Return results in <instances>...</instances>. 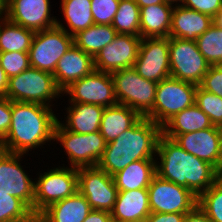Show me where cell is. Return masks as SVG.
<instances>
[{
	"label": "cell",
	"instance_id": "f907efd6",
	"mask_svg": "<svg viewBox=\"0 0 222 222\" xmlns=\"http://www.w3.org/2000/svg\"><path fill=\"white\" fill-rule=\"evenodd\" d=\"M111 222H134V221H127V220L126 221H121V220L112 219Z\"/></svg>",
	"mask_w": 222,
	"mask_h": 222
},
{
	"label": "cell",
	"instance_id": "6da1fadb",
	"mask_svg": "<svg viewBox=\"0 0 222 222\" xmlns=\"http://www.w3.org/2000/svg\"><path fill=\"white\" fill-rule=\"evenodd\" d=\"M156 156V175L188 188L197 197L222 176L209 162L186 152L163 134L158 139Z\"/></svg>",
	"mask_w": 222,
	"mask_h": 222
},
{
	"label": "cell",
	"instance_id": "7dc6e473",
	"mask_svg": "<svg viewBox=\"0 0 222 222\" xmlns=\"http://www.w3.org/2000/svg\"><path fill=\"white\" fill-rule=\"evenodd\" d=\"M4 16V0H0V19Z\"/></svg>",
	"mask_w": 222,
	"mask_h": 222
},
{
	"label": "cell",
	"instance_id": "8fae6325",
	"mask_svg": "<svg viewBox=\"0 0 222 222\" xmlns=\"http://www.w3.org/2000/svg\"><path fill=\"white\" fill-rule=\"evenodd\" d=\"M148 190L153 213H190L197 207L198 197L188 188L155 175Z\"/></svg>",
	"mask_w": 222,
	"mask_h": 222
},
{
	"label": "cell",
	"instance_id": "ab89813d",
	"mask_svg": "<svg viewBox=\"0 0 222 222\" xmlns=\"http://www.w3.org/2000/svg\"><path fill=\"white\" fill-rule=\"evenodd\" d=\"M11 119V100L6 96L0 97V141L7 135Z\"/></svg>",
	"mask_w": 222,
	"mask_h": 222
},
{
	"label": "cell",
	"instance_id": "277c9868",
	"mask_svg": "<svg viewBox=\"0 0 222 222\" xmlns=\"http://www.w3.org/2000/svg\"><path fill=\"white\" fill-rule=\"evenodd\" d=\"M61 95L62 90L57 86L53 74L31 66L8 80L6 97L11 101L53 107L56 105H52V101Z\"/></svg>",
	"mask_w": 222,
	"mask_h": 222
},
{
	"label": "cell",
	"instance_id": "7bdbcfd3",
	"mask_svg": "<svg viewBox=\"0 0 222 222\" xmlns=\"http://www.w3.org/2000/svg\"><path fill=\"white\" fill-rule=\"evenodd\" d=\"M183 222H212V221L197 206L193 211L185 215Z\"/></svg>",
	"mask_w": 222,
	"mask_h": 222
},
{
	"label": "cell",
	"instance_id": "f35d334b",
	"mask_svg": "<svg viewBox=\"0 0 222 222\" xmlns=\"http://www.w3.org/2000/svg\"><path fill=\"white\" fill-rule=\"evenodd\" d=\"M180 5L206 14L214 19L222 9V0H181Z\"/></svg>",
	"mask_w": 222,
	"mask_h": 222
},
{
	"label": "cell",
	"instance_id": "83f0119b",
	"mask_svg": "<svg viewBox=\"0 0 222 222\" xmlns=\"http://www.w3.org/2000/svg\"><path fill=\"white\" fill-rule=\"evenodd\" d=\"M60 4L68 29L60 20H57L56 26L65 30L69 35L74 36L79 31L94 25L91 0H61Z\"/></svg>",
	"mask_w": 222,
	"mask_h": 222
},
{
	"label": "cell",
	"instance_id": "ba28073f",
	"mask_svg": "<svg viewBox=\"0 0 222 222\" xmlns=\"http://www.w3.org/2000/svg\"><path fill=\"white\" fill-rule=\"evenodd\" d=\"M60 142L68 156L70 167L97 166L106 148L104 137L99 131L79 134L66 130L58 121L54 129V141Z\"/></svg>",
	"mask_w": 222,
	"mask_h": 222
},
{
	"label": "cell",
	"instance_id": "ac0fdd59",
	"mask_svg": "<svg viewBox=\"0 0 222 222\" xmlns=\"http://www.w3.org/2000/svg\"><path fill=\"white\" fill-rule=\"evenodd\" d=\"M186 152L209 162L222 174V127L177 135L173 139Z\"/></svg>",
	"mask_w": 222,
	"mask_h": 222
},
{
	"label": "cell",
	"instance_id": "5bb4252c",
	"mask_svg": "<svg viewBox=\"0 0 222 222\" xmlns=\"http://www.w3.org/2000/svg\"><path fill=\"white\" fill-rule=\"evenodd\" d=\"M23 156L0 149V192L22 200L34 213L35 181L21 166Z\"/></svg>",
	"mask_w": 222,
	"mask_h": 222
},
{
	"label": "cell",
	"instance_id": "2e32d148",
	"mask_svg": "<svg viewBox=\"0 0 222 222\" xmlns=\"http://www.w3.org/2000/svg\"><path fill=\"white\" fill-rule=\"evenodd\" d=\"M50 0H4V16L12 23L35 32L56 26Z\"/></svg>",
	"mask_w": 222,
	"mask_h": 222
},
{
	"label": "cell",
	"instance_id": "7c38bea8",
	"mask_svg": "<svg viewBox=\"0 0 222 222\" xmlns=\"http://www.w3.org/2000/svg\"><path fill=\"white\" fill-rule=\"evenodd\" d=\"M78 191L92 210L111 212L118 195L113 176L98 166L78 168Z\"/></svg>",
	"mask_w": 222,
	"mask_h": 222
},
{
	"label": "cell",
	"instance_id": "e575fe53",
	"mask_svg": "<svg viewBox=\"0 0 222 222\" xmlns=\"http://www.w3.org/2000/svg\"><path fill=\"white\" fill-rule=\"evenodd\" d=\"M195 104L209 117L211 123L222 127V98L203 90L199 85L196 91Z\"/></svg>",
	"mask_w": 222,
	"mask_h": 222
},
{
	"label": "cell",
	"instance_id": "4fadbf2b",
	"mask_svg": "<svg viewBox=\"0 0 222 222\" xmlns=\"http://www.w3.org/2000/svg\"><path fill=\"white\" fill-rule=\"evenodd\" d=\"M62 94L69 95V103L96 104L103 107L118 104L111 73L97 70L71 83Z\"/></svg>",
	"mask_w": 222,
	"mask_h": 222
},
{
	"label": "cell",
	"instance_id": "5b68a950",
	"mask_svg": "<svg viewBox=\"0 0 222 222\" xmlns=\"http://www.w3.org/2000/svg\"><path fill=\"white\" fill-rule=\"evenodd\" d=\"M198 85L173 77L158 82L152 112L146 117L161 128L178 112L195 104Z\"/></svg>",
	"mask_w": 222,
	"mask_h": 222
},
{
	"label": "cell",
	"instance_id": "d4e9b609",
	"mask_svg": "<svg viewBox=\"0 0 222 222\" xmlns=\"http://www.w3.org/2000/svg\"><path fill=\"white\" fill-rule=\"evenodd\" d=\"M141 116L130 107L117 104L105 107L99 132L106 143L115 140L125 130L131 128Z\"/></svg>",
	"mask_w": 222,
	"mask_h": 222
},
{
	"label": "cell",
	"instance_id": "8d00e7d4",
	"mask_svg": "<svg viewBox=\"0 0 222 222\" xmlns=\"http://www.w3.org/2000/svg\"><path fill=\"white\" fill-rule=\"evenodd\" d=\"M120 0H91L94 24L111 25Z\"/></svg>",
	"mask_w": 222,
	"mask_h": 222
},
{
	"label": "cell",
	"instance_id": "e0dca14e",
	"mask_svg": "<svg viewBox=\"0 0 222 222\" xmlns=\"http://www.w3.org/2000/svg\"><path fill=\"white\" fill-rule=\"evenodd\" d=\"M142 38L118 33L94 58L95 70L112 73L134 66Z\"/></svg>",
	"mask_w": 222,
	"mask_h": 222
},
{
	"label": "cell",
	"instance_id": "bcb514c9",
	"mask_svg": "<svg viewBox=\"0 0 222 222\" xmlns=\"http://www.w3.org/2000/svg\"><path fill=\"white\" fill-rule=\"evenodd\" d=\"M213 21L218 27L222 28V9L217 13Z\"/></svg>",
	"mask_w": 222,
	"mask_h": 222
},
{
	"label": "cell",
	"instance_id": "484cf974",
	"mask_svg": "<svg viewBox=\"0 0 222 222\" xmlns=\"http://www.w3.org/2000/svg\"><path fill=\"white\" fill-rule=\"evenodd\" d=\"M156 175V160H137L113 175L118 191L147 189Z\"/></svg>",
	"mask_w": 222,
	"mask_h": 222
},
{
	"label": "cell",
	"instance_id": "4316f807",
	"mask_svg": "<svg viewBox=\"0 0 222 222\" xmlns=\"http://www.w3.org/2000/svg\"><path fill=\"white\" fill-rule=\"evenodd\" d=\"M209 117L196 105L178 112L163 127L162 134L170 139L177 135L212 127Z\"/></svg>",
	"mask_w": 222,
	"mask_h": 222
},
{
	"label": "cell",
	"instance_id": "60d3db41",
	"mask_svg": "<svg viewBox=\"0 0 222 222\" xmlns=\"http://www.w3.org/2000/svg\"><path fill=\"white\" fill-rule=\"evenodd\" d=\"M187 213H153L151 212L144 222H183Z\"/></svg>",
	"mask_w": 222,
	"mask_h": 222
},
{
	"label": "cell",
	"instance_id": "52a82bcc",
	"mask_svg": "<svg viewBox=\"0 0 222 222\" xmlns=\"http://www.w3.org/2000/svg\"><path fill=\"white\" fill-rule=\"evenodd\" d=\"M38 172L34 187V215L78 191V168L64 166Z\"/></svg>",
	"mask_w": 222,
	"mask_h": 222
},
{
	"label": "cell",
	"instance_id": "d6986e66",
	"mask_svg": "<svg viewBox=\"0 0 222 222\" xmlns=\"http://www.w3.org/2000/svg\"><path fill=\"white\" fill-rule=\"evenodd\" d=\"M94 70V58L73 44L58 60L53 77L63 91L71 83L91 74Z\"/></svg>",
	"mask_w": 222,
	"mask_h": 222
},
{
	"label": "cell",
	"instance_id": "7a4b0ae2",
	"mask_svg": "<svg viewBox=\"0 0 222 222\" xmlns=\"http://www.w3.org/2000/svg\"><path fill=\"white\" fill-rule=\"evenodd\" d=\"M11 125L0 141V149L10 153L28 154L53 140L58 121L52 107L38 103L11 101Z\"/></svg>",
	"mask_w": 222,
	"mask_h": 222
},
{
	"label": "cell",
	"instance_id": "44dd1931",
	"mask_svg": "<svg viewBox=\"0 0 222 222\" xmlns=\"http://www.w3.org/2000/svg\"><path fill=\"white\" fill-rule=\"evenodd\" d=\"M112 219L121 221L144 222L151 213L147 189L119 191L113 210Z\"/></svg>",
	"mask_w": 222,
	"mask_h": 222
},
{
	"label": "cell",
	"instance_id": "ee69618b",
	"mask_svg": "<svg viewBox=\"0 0 222 222\" xmlns=\"http://www.w3.org/2000/svg\"><path fill=\"white\" fill-rule=\"evenodd\" d=\"M9 77L0 66V97L6 96Z\"/></svg>",
	"mask_w": 222,
	"mask_h": 222
},
{
	"label": "cell",
	"instance_id": "836d02e7",
	"mask_svg": "<svg viewBox=\"0 0 222 222\" xmlns=\"http://www.w3.org/2000/svg\"><path fill=\"white\" fill-rule=\"evenodd\" d=\"M197 206L212 222H222V176L198 196Z\"/></svg>",
	"mask_w": 222,
	"mask_h": 222
},
{
	"label": "cell",
	"instance_id": "f1b7e54d",
	"mask_svg": "<svg viewBox=\"0 0 222 222\" xmlns=\"http://www.w3.org/2000/svg\"><path fill=\"white\" fill-rule=\"evenodd\" d=\"M117 34L112 25L94 24L74 35V44L95 58L106 45L115 39Z\"/></svg>",
	"mask_w": 222,
	"mask_h": 222
},
{
	"label": "cell",
	"instance_id": "b9f144b4",
	"mask_svg": "<svg viewBox=\"0 0 222 222\" xmlns=\"http://www.w3.org/2000/svg\"><path fill=\"white\" fill-rule=\"evenodd\" d=\"M111 213L107 211L91 210L83 222H111Z\"/></svg>",
	"mask_w": 222,
	"mask_h": 222
},
{
	"label": "cell",
	"instance_id": "9a60e30c",
	"mask_svg": "<svg viewBox=\"0 0 222 222\" xmlns=\"http://www.w3.org/2000/svg\"><path fill=\"white\" fill-rule=\"evenodd\" d=\"M133 68L157 83L170 77L169 37L142 38Z\"/></svg>",
	"mask_w": 222,
	"mask_h": 222
},
{
	"label": "cell",
	"instance_id": "1f68e13d",
	"mask_svg": "<svg viewBox=\"0 0 222 222\" xmlns=\"http://www.w3.org/2000/svg\"><path fill=\"white\" fill-rule=\"evenodd\" d=\"M196 43L210 65H222V28L213 23Z\"/></svg>",
	"mask_w": 222,
	"mask_h": 222
},
{
	"label": "cell",
	"instance_id": "9c48e42d",
	"mask_svg": "<svg viewBox=\"0 0 222 222\" xmlns=\"http://www.w3.org/2000/svg\"><path fill=\"white\" fill-rule=\"evenodd\" d=\"M74 44V37L58 26L35 32L29 54L30 66L53 74L58 60Z\"/></svg>",
	"mask_w": 222,
	"mask_h": 222
},
{
	"label": "cell",
	"instance_id": "d590c367",
	"mask_svg": "<svg viewBox=\"0 0 222 222\" xmlns=\"http://www.w3.org/2000/svg\"><path fill=\"white\" fill-rule=\"evenodd\" d=\"M0 66L7 76L18 75L30 67L28 52H0Z\"/></svg>",
	"mask_w": 222,
	"mask_h": 222
},
{
	"label": "cell",
	"instance_id": "3957f363",
	"mask_svg": "<svg viewBox=\"0 0 222 222\" xmlns=\"http://www.w3.org/2000/svg\"><path fill=\"white\" fill-rule=\"evenodd\" d=\"M162 128L146 117H141L131 128L115 140L106 143L97 166L113 176L137 160H156L157 143Z\"/></svg>",
	"mask_w": 222,
	"mask_h": 222
},
{
	"label": "cell",
	"instance_id": "7402d4cb",
	"mask_svg": "<svg viewBox=\"0 0 222 222\" xmlns=\"http://www.w3.org/2000/svg\"><path fill=\"white\" fill-rule=\"evenodd\" d=\"M105 107L96 104L69 103L64 118L65 122H58L66 129L79 134L99 131L102 114Z\"/></svg>",
	"mask_w": 222,
	"mask_h": 222
},
{
	"label": "cell",
	"instance_id": "f546056e",
	"mask_svg": "<svg viewBox=\"0 0 222 222\" xmlns=\"http://www.w3.org/2000/svg\"><path fill=\"white\" fill-rule=\"evenodd\" d=\"M35 31L10 22L5 16L0 19V52H28Z\"/></svg>",
	"mask_w": 222,
	"mask_h": 222
},
{
	"label": "cell",
	"instance_id": "4dcf8cb0",
	"mask_svg": "<svg viewBox=\"0 0 222 222\" xmlns=\"http://www.w3.org/2000/svg\"><path fill=\"white\" fill-rule=\"evenodd\" d=\"M112 27L117 33L140 37V7L134 0H120Z\"/></svg>",
	"mask_w": 222,
	"mask_h": 222
},
{
	"label": "cell",
	"instance_id": "681fc988",
	"mask_svg": "<svg viewBox=\"0 0 222 222\" xmlns=\"http://www.w3.org/2000/svg\"><path fill=\"white\" fill-rule=\"evenodd\" d=\"M30 222H44L38 216H35Z\"/></svg>",
	"mask_w": 222,
	"mask_h": 222
},
{
	"label": "cell",
	"instance_id": "8992f818",
	"mask_svg": "<svg viewBox=\"0 0 222 222\" xmlns=\"http://www.w3.org/2000/svg\"><path fill=\"white\" fill-rule=\"evenodd\" d=\"M111 75L118 104L147 117L153 110L158 83L144 79L133 67L114 71Z\"/></svg>",
	"mask_w": 222,
	"mask_h": 222
},
{
	"label": "cell",
	"instance_id": "cb8c5ba5",
	"mask_svg": "<svg viewBox=\"0 0 222 222\" xmlns=\"http://www.w3.org/2000/svg\"><path fill=\"white\" fill-rule=\"evenodd\" d=\"M173 8L168 2L140 7V37H169Z\"/></svg>",
	"mask_w": 222,
	"mask_h": 222
},
{
	"label": "cell",
	"instance_id": "f6af8a7d",
	"mask_svg": "<svg viewBox=\"0 0 222 222\" xmlns=\"http://www.w3.org/2000/svg\"><path fill=\"white\" fill-rule=\"evenodd\" d=\"M134 1L139 5V7L164 3L163 0H134Z\"/></svg>",
	"mask_w": 222,
	"mask_h": 222
},
{
	"label": "cell",
	"instance_id": "d6a6232c",
	"mask_svg": "<svg viewBox=\"0 0 222 222\" xmlns=\"http://www.w3.org/2000/svg\"><path fill=\"white\" fill-rule=\"evenodd\" d=\"M34 217L22 200L0 192V222H30Z\"/></svg>",
	"mask_w": 222,
	"mask_h": 222
},
{
	"label": "cell",
	"instance_id": "c3c4849f",
	"mask_svg": "<svg viewBox=\"0 0 222 222\" xmlns=\"http://www.w3.org/2000/svg\"><path fill=\"white\" fill-rule=\"evenodd\" d=\"M164 2H168V3H171V4H174V5H177L180 3L181 0H163Z\"/></svg>",
	"mask_w": 222,
	"mask_h": 222
},
{
	"label": "cell",
	"instance_id": "74e56055",
	"mask_svg": "<svg viewBox=\"0 0 222 222\" xmlns=\"http://www.w3.org/2000/svg\"><path fill=\"white\" fill-rule=\"evenodd\" d=\"M199 86L222 98V65H210Z\"/></svg>",
	"mask_w": 222,
	"mask_h": 222
},
{
	"label": "cell",
	"instance_id": "603a6c76",
	"mask_svg": "<svg viewBox=\"0 0 222 222\" xmlns=\"http://www.w3.org/2000/svg\"><path fill=\"white\" fill-rule=\"evenodd\" d=\"M91 210L86 198L77 191L72 196L53 203L38 217L44 222H83Z\"/></svg>",
	"mask_w": 222,
	"mask_h": 222
},
{
	"label": "cell",
	"instance_id": "30bf717a",
	"mask_svg": "<svg viewBox=\"0 0 222 222\" xmlns=\"http://www.w3.org/2000/svg\"><path fill=\"white\" fill-rule=\"evenodd\" d=\"M170 77L199 85L210 64L196 41L169 37Z\"/></svg>",
	"mask_w": 222,
	"mask_h": 222
},
{
	"label": "cell",
	"instance_id": "ffe728a7",
	"mask_svg": "<svg viewBox=\"0 0 222 222\" xmlns=\"http://www.w3.org/2000/svg\"><path fill=\"white\" fill-rule=\"evenodd\" d=\"M213 23L212 17L177 4L172 11L169 37L196 41Z\"/></svg>",
	"mask_w": 222,
	"mask_h": 222
}]
</instances>
